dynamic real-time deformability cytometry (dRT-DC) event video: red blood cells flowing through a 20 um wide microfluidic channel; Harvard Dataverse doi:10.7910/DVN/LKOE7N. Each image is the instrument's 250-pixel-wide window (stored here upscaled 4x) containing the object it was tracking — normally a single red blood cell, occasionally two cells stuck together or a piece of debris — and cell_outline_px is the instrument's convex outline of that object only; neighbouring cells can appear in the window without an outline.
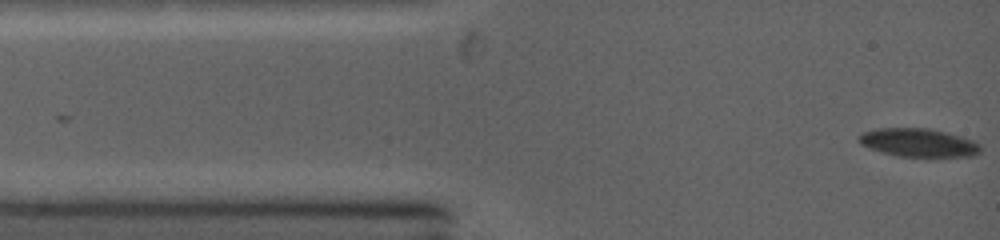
{"species": "common noctule bat (a hibernating species)", "species_latin": "Nyctalus noctula", "temperature_condition": "warm", "stored_images_in_passage": 59, "camera_frame_rate_fps": 5000, "um_per_image_px": 0.085, "animal": {"sex": "female", "body_mass_g": 19.0, "forearm_length_mm": 53.3}, "frame": {"image": 1, "passage_image": 1, "time_ms": 0.0, "image_size_px": [1000, 240], "cell_outline_px": [[980, 152], [972, 156], [928, 160], [896, 156], [868, 148], [860, 144], [856, 136], [860, 132], [876, 128], [928, 128], [960, 136], [972, 140], [980, 144]], "centroid_in_image_um": [78.05, 12.18], "position_along_channel_um": 6.9, "area_um2": 21.21}}
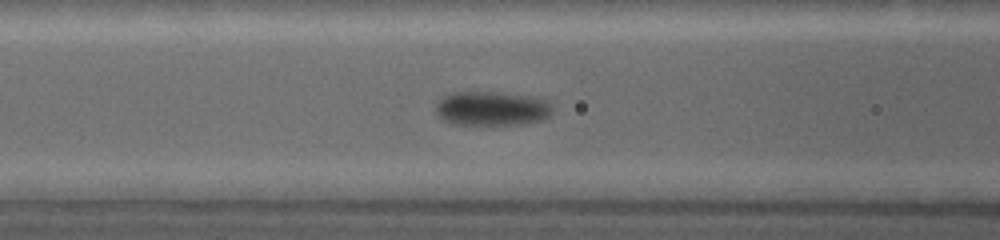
{"frame": {"image": 2, "passage_image": 22, "time_ms": 4.2, "image_size_px": [1000, 240], "cell_outline_px": [[552, 112], [544, 120], [524, 124], [452, 124], [444, 120], [436, 112], [436, 104], [440, 100], [448, 96], [464, 92], [468, 92], [512, 96], [540, 100], [548, 104], [552, 108]], "centroid_in_image_um": [41.76, 9.29], "position_along_channel_um": 124.8, "area_um2": 21.79}}
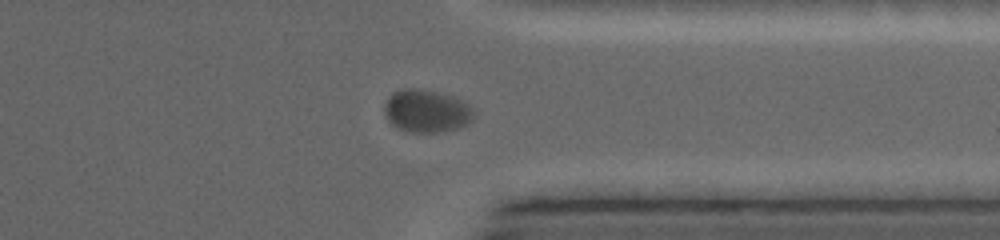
{"frame": {"image": 3, "passage_image": 52, "time_ms": 10.2, "image_size_px": [1000, 240], "cell_outline_px": [[476, 116], [468, 124], [444, 132], [408, 132], [396, 128], [388, 120], [384, 112], [384, 108], [388, 96], [392, 92], [400, 88], [416, 88], [436, 92], [452, 96], [464, 100], [472, 108]], "centroid_in_image_um": [36.25, 9.43], "position_along_channel_um": 375.1, "area_um2": 22.6}, "authors_computed_cell_mechanics": {"area_um2": 21.675, "velocity_mm_per_s": 4.1974, "shape_relaxation_time_tau1_ms": 1.6801, "shape_relaxation_time_tau2_ms": null, "deformation_change_tau1": 0.0819, "deformation_change_tau2": null}}